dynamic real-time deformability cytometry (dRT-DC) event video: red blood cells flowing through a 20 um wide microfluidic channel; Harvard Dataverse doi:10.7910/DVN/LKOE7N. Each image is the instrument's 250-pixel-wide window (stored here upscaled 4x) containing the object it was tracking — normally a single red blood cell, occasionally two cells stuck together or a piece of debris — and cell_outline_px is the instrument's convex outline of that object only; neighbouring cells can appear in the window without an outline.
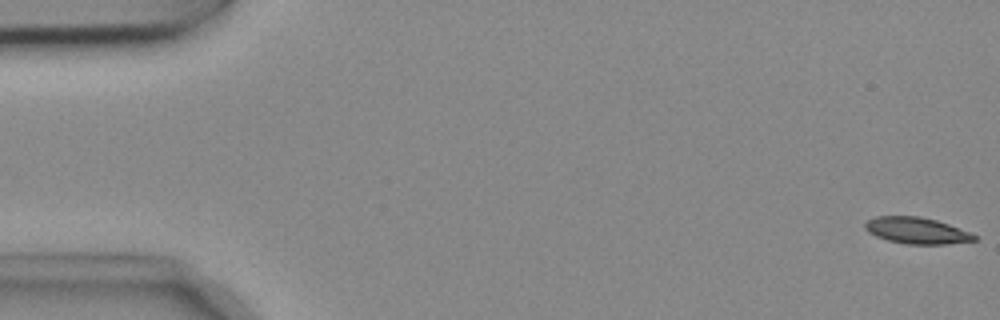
{"species": "common noctule bat (a hibernating species)", "species_latin": "Nyctalus noctula", "temperature_condition": "cold", "stored_images_in_passage": 17, "camera_frame_rate_fps": 3000, "um_per_image_px": 0.085, "animal": {"sex": "female", "body_mass_g": 18.4}, "frame": {"image": 1, "passage_image": 1, "time_ms": 0.0, "image_size_px": [1000, 320], "cell_outline_px": [[976, 240], [944, 244], [908, 244], [888, 240], [876, 236], [868, 232], [864, 228], [864, 224], [868, 220], [876, 216], [920, 216], [936, 220], [948, 224], [968, 232], [976, 236]], "centroid_in_image_um": [77.87, 19.59], "position_along_channel_um": 7.1, "area_um2": 16.59}}